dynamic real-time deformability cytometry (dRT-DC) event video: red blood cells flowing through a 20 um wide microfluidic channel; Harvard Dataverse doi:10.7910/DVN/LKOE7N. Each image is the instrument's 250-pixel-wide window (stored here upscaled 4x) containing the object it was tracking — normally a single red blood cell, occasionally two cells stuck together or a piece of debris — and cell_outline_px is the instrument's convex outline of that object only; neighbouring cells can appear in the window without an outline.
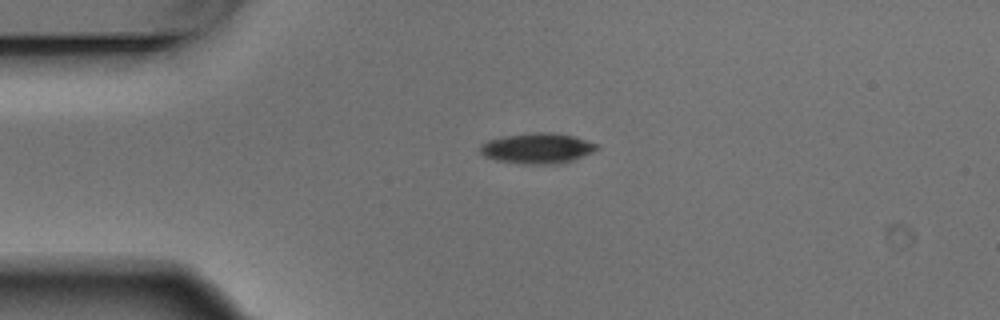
{"species": "Egyptian fruit bat (a non-hibernating species)", "species_latin": "Rousettus aegyptiacus", "temperature_condition": "warm", "stored_images_in_passage": 3, "camera_frame_rate_fps": 3000, "um_per_image_px": 0.085, "animal": {"sex": "male"}, "frame": {"image": 1, "passage_image": 1, "time_ms": 0.0, "image_size_px": [1000, 320], "cell_outline_px": [[600, 148], [592, 152], [572, 160], [556, 164], [524, 164], [496, 160], [484, 156], [480, 152], [480, 144], [488, 140], [504, 136], [536, 132], [552, 132], [572, 136], [600, 144]], "centroid_in_image_um": [45.67, 12.6], "position_along_channel_um": 39.3, "area_um2": 20.69}}
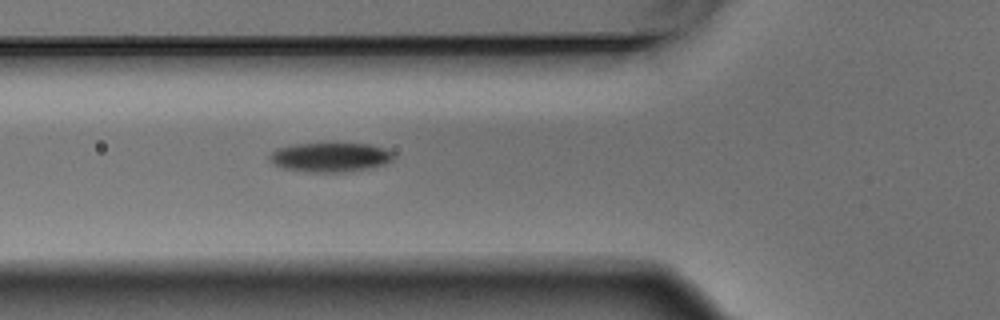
{"frame": {"image": 2, "passage_image": 3, "time_ms": 0.667, "image_size_px": [1000, 320], "cell_outline_px": [[396, 156], [392, 160], [384, 164], [344, 172], [308, 172], [284, 168], [268, 160], [268, 156], [276, 148], [296, 144], [368, 144], [384, 148], [396, 152]], "centroid_in_image_um": [28.08, 13.36], "position_along_channel_um": 97.7, "area_um2": 20.98}}